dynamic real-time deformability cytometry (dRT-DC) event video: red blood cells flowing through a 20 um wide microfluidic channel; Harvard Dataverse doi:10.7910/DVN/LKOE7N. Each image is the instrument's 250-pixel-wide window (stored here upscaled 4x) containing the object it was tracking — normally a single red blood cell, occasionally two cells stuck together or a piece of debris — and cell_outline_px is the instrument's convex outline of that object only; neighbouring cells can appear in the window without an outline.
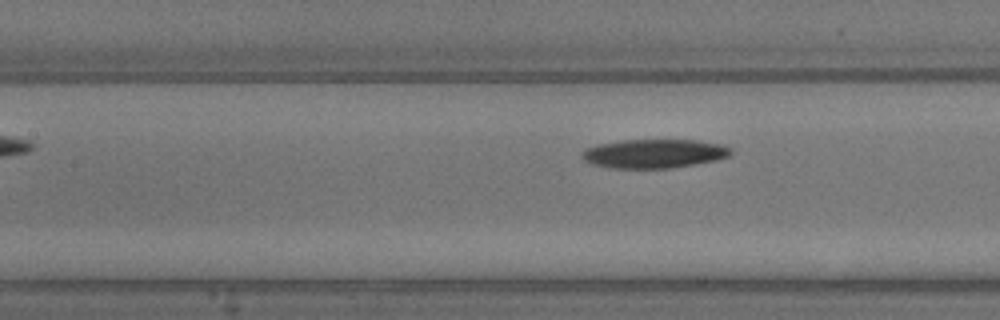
{"species": "common noctule bat (a hibernating species)", "species_latin": "Nyctalus noctula", "temperature_condition": "warm", "stored_images_in_passage": 8, "segment_of_instrument_passage": [2, 2], "camera_frame_rate_fps": 3000, "um_per_image_px": 0.085, "animal": {"sex": "male", "body_mass_g": 13.3}, "frame": {"image": 1, "passage_image": 8, "time_ms": 2.333, "image_size_px": [1000, 320], "cell_outline_px": [[732, 152], [728, 156], [716, 160], [672, 168], [612, 168], [592, 164], [584, 160], [580, 152], [584, 148], [600, 144], [624, 140], [696, 140], [724, 144], [732, 148]], "centroid_in_image_um": [55.61, 13.05], "position_along_channel_um": 151.8, "area_um2": 25.14}}